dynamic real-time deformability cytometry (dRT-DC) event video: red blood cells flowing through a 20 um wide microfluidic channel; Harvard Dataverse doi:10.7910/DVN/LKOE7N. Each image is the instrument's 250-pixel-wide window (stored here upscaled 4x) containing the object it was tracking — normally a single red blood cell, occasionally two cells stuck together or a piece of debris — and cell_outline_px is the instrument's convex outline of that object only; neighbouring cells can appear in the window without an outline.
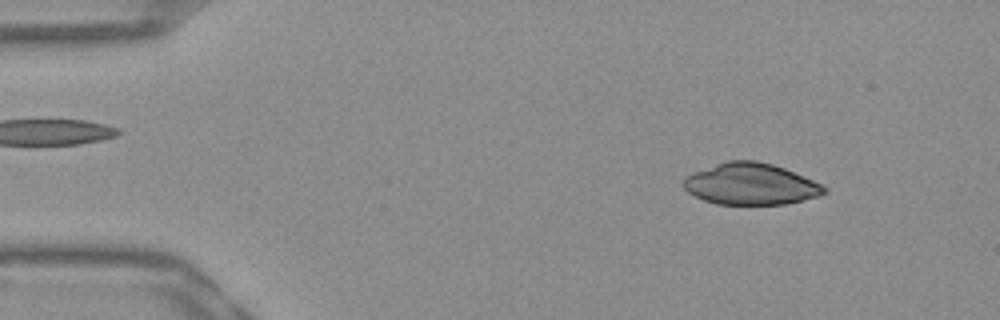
{"species": "Egyptian fruit bat (a non-hibernating species)", "species_latin": "Rousettus aegyptiacus", "temperature_condition": "warm", "stored_images_in_passage": 50, "camera_frame_rate_fps": 3000, "um_per_image_px": 0.085, "frame": {"image": 1, "passage_image": 5, "time_ms": 1.333, "image_size_px": [1000, 320], "cell_outline_px": [[828, 192], [820, 196], [784, 204], [716, 204], [704, 200], [688, 192], [684, 188], [684, 176], [692, 172], [728, 160], [756, 160], [772, 164], [784, 168], [812, 180], [828, 188]], "centroid_in_image_um": [63.81, 15.64], "position_along_channel_um": 21.2, "area_um2": 33.93}}